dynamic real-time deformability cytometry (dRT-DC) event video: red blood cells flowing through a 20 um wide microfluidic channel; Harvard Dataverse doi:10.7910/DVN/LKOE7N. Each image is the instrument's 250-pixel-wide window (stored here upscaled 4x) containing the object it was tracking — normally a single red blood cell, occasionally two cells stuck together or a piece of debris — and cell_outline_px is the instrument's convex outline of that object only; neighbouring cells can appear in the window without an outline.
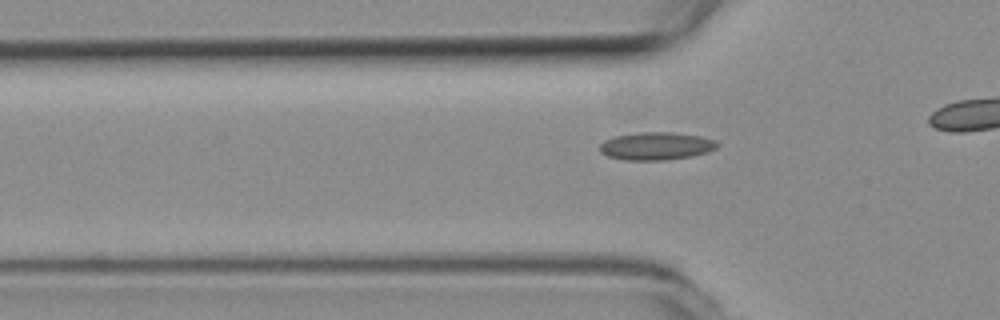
{"species": "common noctule bat (a hibernating species)", "species_latin": "Nyctalus noctula", "temperature_condition": "room temperature", "stored_images_in_passage": 33, "camera_frame_rate_fps": 3000, "um_per_image_px": 0.085, "animal": {"sex": "female", "body_mass_g": 19.3, "forearm_length_mm": 54.1}, "frame": {"image": 1, "passage_image": 9, "time_ms": 2.667, "image_size_px": [1000, 320], "cell_outline_px": [[720, 144], [716, 148], [708, 152], [692, 156], [664, 160], [624, 160], [608, 156], [600, 152], [600, 144], [604, 140], [616, 136], [640, 132], [672, 132], [700, 136], [716, 140]], "centroid_in_image_um": [55.8, 12.41], "position_along_channel_um": 70.0, "area_um2": 19.07}}
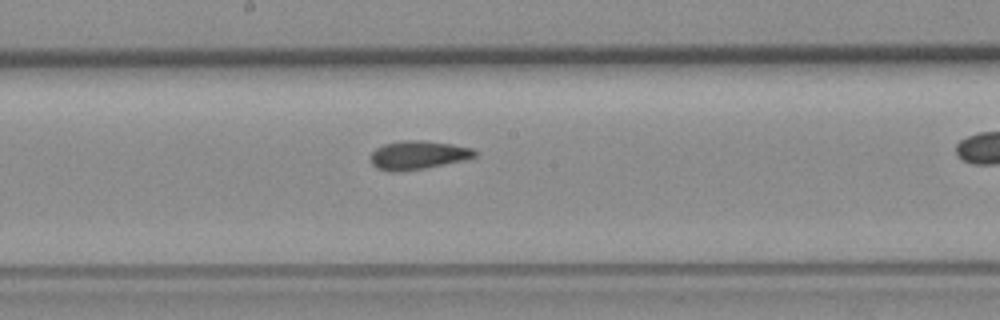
{"frame": {"image": 2, "passage_image": 20, "time_ms": 6.333, "image_size_px": [1000, 320], "cell_outline_px": [[480, 152], [476, 156], [468, 160], [424, 168], [396, 172], [388, 172], [376, 168], [372, 164], [372, 152], [376, 148], [384, 144], [404, 140], [424, 140], [452, 144], [472, 148]], "centroid_in_image_um": [35.58, 13.18], "position_along_channel_um": 212.6, "area_um2": 17.57}}
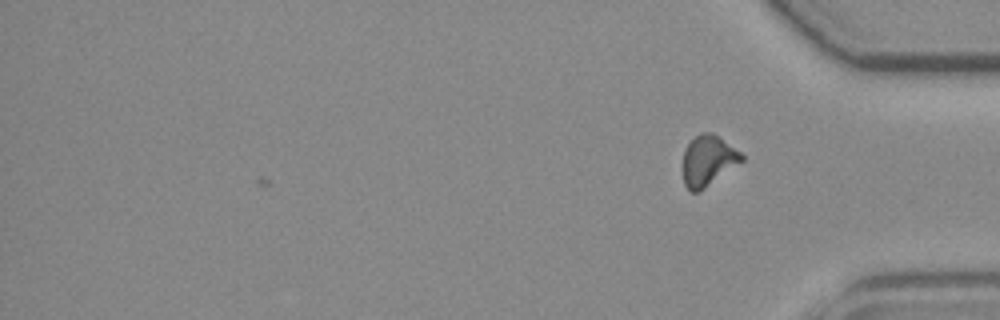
{"frame": {"image": 3, "passage_image": 33, "time_ms": 10.667, "image_size_px": [1000, 320], "cell_outline_px": [[744, 160], [700, 192], [692, 192], [684, 184], [680, 168], [684, 148], [700, 132], [712, 132], [740, 152], [744, 156]], "centroid_in_image_um": [60.13, 13.67], "position_along_channel_um": 375.1, "area_um2": 17.63}, "authors_computed_cell_mechanics": {"area_um2": 17.1666, "velocity_mm_per_s": 3.8672, "shape_relaxation_time_tau1_ms": 8.7162, "shape_relaxation_time_tau2_ms": 1.8461, "deformation_change_tau1": 0.1788, "deformation_change_tau2": 0.0737}}